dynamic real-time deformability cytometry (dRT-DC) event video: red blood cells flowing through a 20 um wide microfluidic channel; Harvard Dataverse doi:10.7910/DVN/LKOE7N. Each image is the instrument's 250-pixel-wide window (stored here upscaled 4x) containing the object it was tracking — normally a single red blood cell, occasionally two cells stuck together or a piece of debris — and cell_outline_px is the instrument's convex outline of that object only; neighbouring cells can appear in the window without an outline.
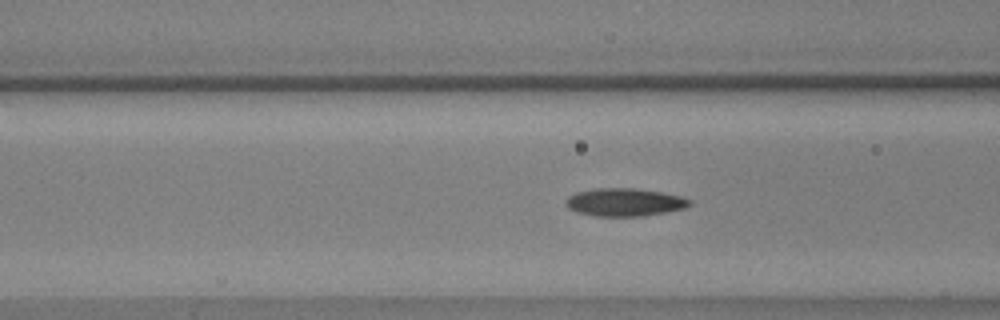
{"species": "common noctule bat (a hibernating species)", "species_latin": "Nyctalus noctula", "temperature_condition": "warm", "stored_images_in_passage": 51, "camera_frame_rate_fps": 3000, "um_per_image_px": 0.085, "animal": {"sex": "male", "body_mass_g": 17.9, "forearm_length_mm": 54.2}, "frame": {"image": 1, "passage_image": 22, "time_ms": 7.0, "image_size_px": [1000, 320], "cell_outline_px": [[692, 204], [684, 208], [668, 212], [640, 216], [596, 216], [576, 212], [568, 208], [564, 204], [564, 200], [568, 196], [576, 192], [596, 188], [636, 188], [660, 192], [680, 196], [692, 200]], "centroid_in_image_um": [53.06, 17.19], "position_along_channel_um": 113.5, "area_um2": 20.29}}
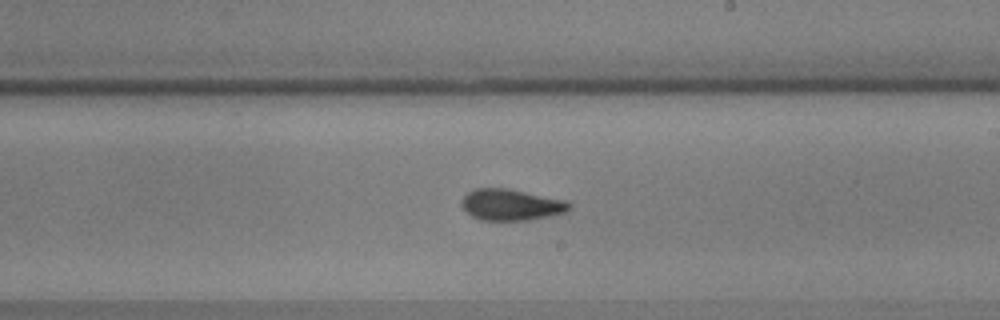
{"frame": {"image": 2, "passage_image": 33, "time_ms": 10.667, "image_size_px": [1000, 320], "cell_outline_px": [[572, 208], [564, 212], [548, 216], [528, 220], [480, 220], [472, 216], [460, 204], [460, 200], [468, 192], [476, 188], [508, 188], [564, 200], [572, 204]], "centroid_in_image_um": [43.42, 17.4], "position_along_channel_um": 245.6, "area_um2": 19.54}}
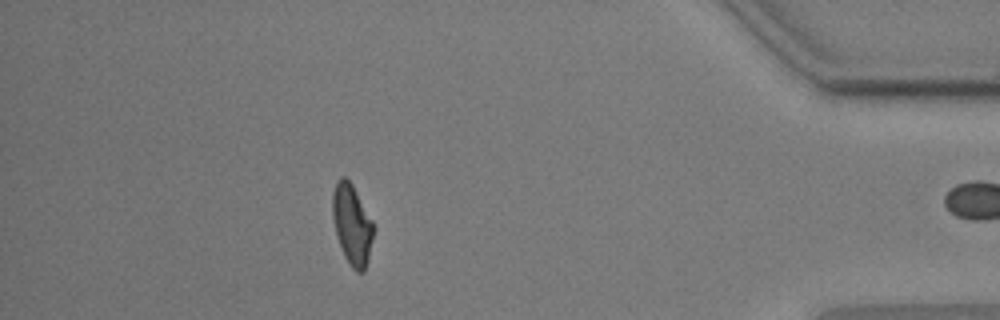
{"frame": {"image": 3, "passage_image": 50, "time_ms": 16.333, "image_size_px": [1000, 320], "cell_outline_px": [[372, 240], [368, 260], [364, 272], [356, 272], [352, 268], [344, 256], [336, 232], [332, 216], [332, 192], [336, 180], [340, 176], [344, 176], [352, 184], [372, 220]], "centroid_in_image_um": [29.9, 19.06], "position_along_channel_um": 405.3, "area_um2": 18.96}}